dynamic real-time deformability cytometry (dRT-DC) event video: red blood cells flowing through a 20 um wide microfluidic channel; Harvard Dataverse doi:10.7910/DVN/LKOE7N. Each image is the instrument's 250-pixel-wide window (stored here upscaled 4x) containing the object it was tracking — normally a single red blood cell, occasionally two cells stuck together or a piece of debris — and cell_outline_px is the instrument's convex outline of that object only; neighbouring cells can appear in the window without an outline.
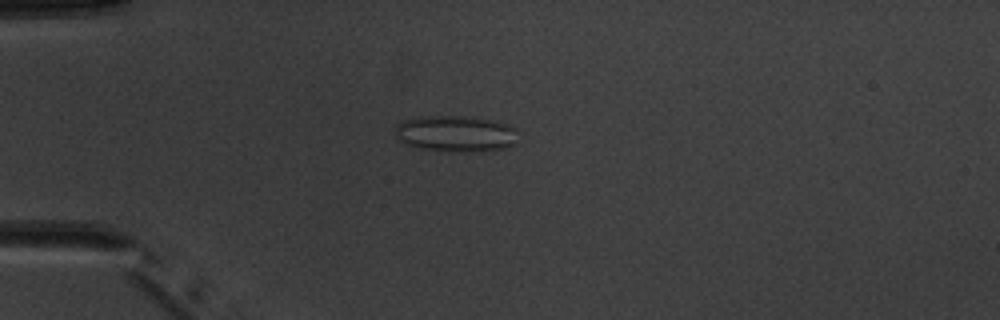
{"species": "common noctule bat (a hibernating species)", "species_latin": "Nyctalus noctula", "temperature_condition": "warm", "stored_images_in_passage": 4, "camera_frame_rate_fps": 3000, "um_per_image_px": 0.085, "animal": {"sex": "male", "body_mass_g": 20.1, "forearm_length_mm": 53.5}, "frame": {"image": 1, "passage_image": 3, "time_ms": 2.0, "image_size_px": [1000, 320], "cell_outline_px": [[516, 144], [508, 148], [484, 152], [452, 152], [416, 148], [400, 140], [396, 136], [396, 124], [404, 120], [420, 116], [464, 116], [488, 120], [508, 124], [516, 128]], "centroid_in_image_um": [38.76, 11.39], "position_along_channel_um": 46.2, "area_um2": 26.3}}
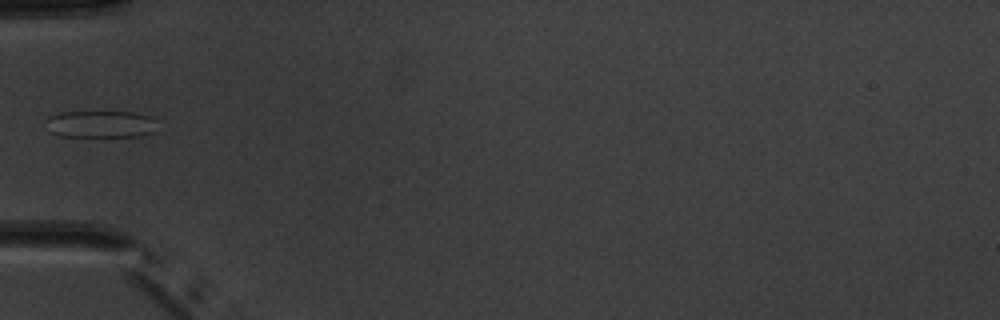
{"frame": {"image": 2, "passage_image": 4, "time_ms": 3.333, "image_size_px": [1000, 320], "cell_outline_px": [[156, 132], [140, 136], [60, 136], [48, 132], [44, 120], [48, 116], [60, 112], [136, 112], [152, 116], [156, 120]], "centroid_in_image_um": [8.55, 10.55], "position_along_channel_um": 76.5, "area_um2": 17.98}}